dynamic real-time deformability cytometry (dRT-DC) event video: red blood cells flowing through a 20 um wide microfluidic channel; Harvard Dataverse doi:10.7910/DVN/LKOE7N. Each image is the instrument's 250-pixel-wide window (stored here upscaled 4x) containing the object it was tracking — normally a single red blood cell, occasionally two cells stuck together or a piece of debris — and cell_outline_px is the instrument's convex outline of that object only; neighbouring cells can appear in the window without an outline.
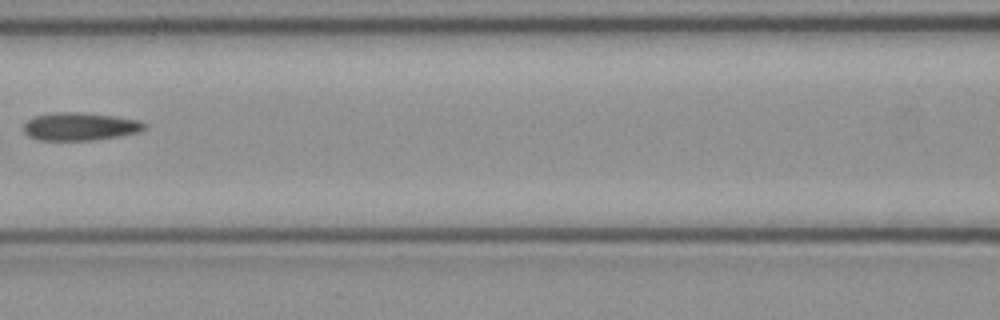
{"species": "common noctule bat (a hibernating species)", "species_latin": "Nyctalus noctula", "temperature_condition": "cold", "stored_images_in_passage": 8, "camera_frame_rate_fps": 3000, "um_per_image_px": 0.085, "animal": {"sex": "female", "body_mass_g": 21.9}, "frame": {"image": 1, "passage_image": 7, "time_ms": 2.0, "image_size_px": [1000, 320], "cell_outline_px": [[148, 128], [140, 132], [120, 136], [92, 140], [36, 140], [28, 136], [24, 132], [24, 124], [28, 120], [36, 116], [52, 112], [84, 112], [116, 116], [140, 120], [148, 124]], "centroid_in_image_um": [6.86, 10.75], "position_along_channel_um": 159.7, "area_um2": 20.0}}
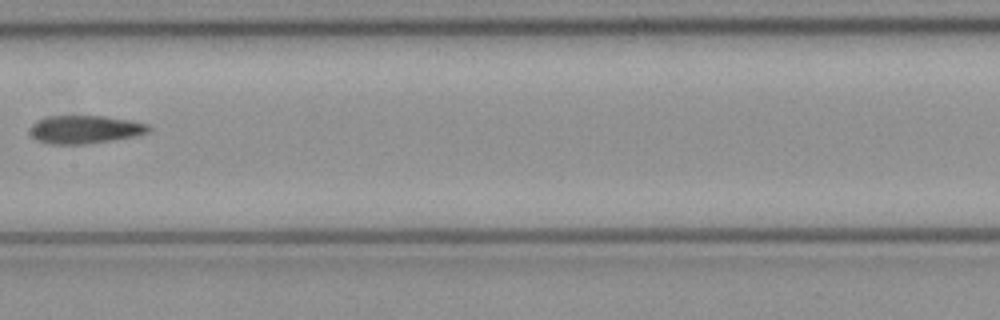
{"frame": {"image": 2, "passage_image": 8, "time_ms": 2.333, "image_size_px": [1000, 320], "cell_outline_px": [[152, 128], [148, 132], [132, 136], [112, 140], [84, 144], [48, 144], [36, 140], [28, 132], [32, 124], [36, 120], [48, 116], [104, 116], [128, 120], [148, 124]], "centroid_in_image_um": [7.16, 11.0], "position_along_channel_um": 200.2, "area_um2": 19.42}}